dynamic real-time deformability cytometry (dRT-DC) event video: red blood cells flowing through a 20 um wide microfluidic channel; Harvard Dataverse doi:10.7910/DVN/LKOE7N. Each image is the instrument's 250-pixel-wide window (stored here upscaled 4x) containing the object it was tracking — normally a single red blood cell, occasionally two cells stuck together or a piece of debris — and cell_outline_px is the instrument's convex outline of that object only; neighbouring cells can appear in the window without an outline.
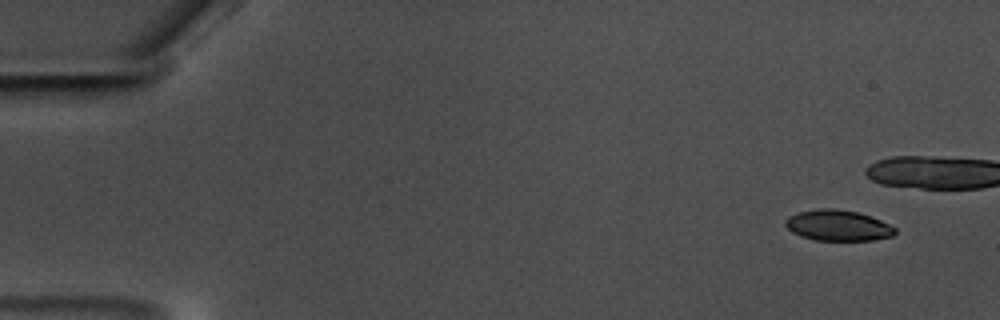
{"species": "common noctule bat (a hibernating species)", "species_latin": "Nyctalus noctula", "temperature_condition": "warm", "stored_images_in_passage": 15, "camera_frame_rate_fps": 3000, "um_per_image_px": 0.085, "animal": {"sex": "male", "body_mass_g": 17.5, "forearm_length_mm": 52.3}, "frame": {"image": 1, "passage_image": 1, "time_ms": 0.0, "image_size_px": [1000, 320], "cell_outline_px": [[896, 232], [892, 236], [872, 240], [816, 240], [800, 236], [792, 232], [784, 224], [784, 220], [788, 216], [800, 212], [820, 208], [832, 208], [860, 212], [880, 220], [896, 228]], "centroid_in_image_um": [71.21, 19.16], "position_along_channel_um": 13.8, "area_um2": 19.65}}